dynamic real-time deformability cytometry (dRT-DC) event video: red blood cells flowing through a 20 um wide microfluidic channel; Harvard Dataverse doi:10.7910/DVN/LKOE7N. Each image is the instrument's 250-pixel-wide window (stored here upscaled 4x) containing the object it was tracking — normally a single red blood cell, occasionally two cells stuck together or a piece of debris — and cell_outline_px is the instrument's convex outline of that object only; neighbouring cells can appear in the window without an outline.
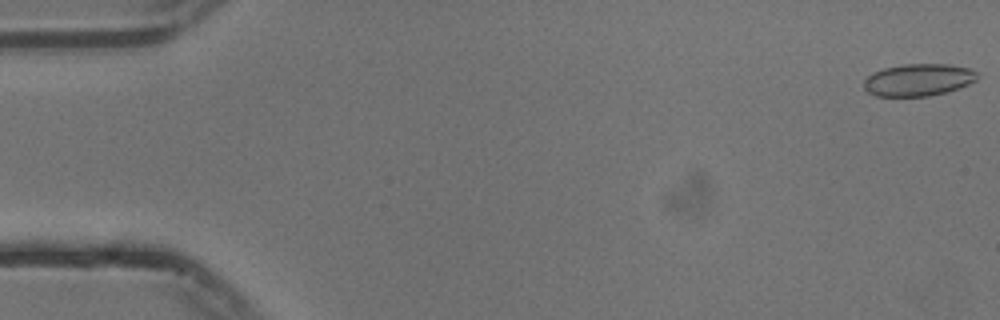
{"species": "common noctule bat (a hibernating species)", "species_latin": "Nyctalus noctula", "temperature_condition": "cold", "stored_images_in_passage": 15, "camera_frame_rate_fps": 3000, "um_per_image_px": 0.085, "animal": {"sex": "male", "body_mass_g": 13.3}, "frame": {"image": 1, "passage_image": 1, "time_ms": 0.0, "image_size_px": [1000, 320], "cell_outline_px": [[976, 80], [968, 84], [944, 92], [928, 96], [876, 96], [868, 92], [864, 88], [864, 80], [872, 72], [884, 68], [904, 64], [948, 64], [972, 68], [976, 72]], "centroid_in_image_um": [78.03, 6.78], "position_along_channel_um": 7.0, "area_um2": 21.15}}
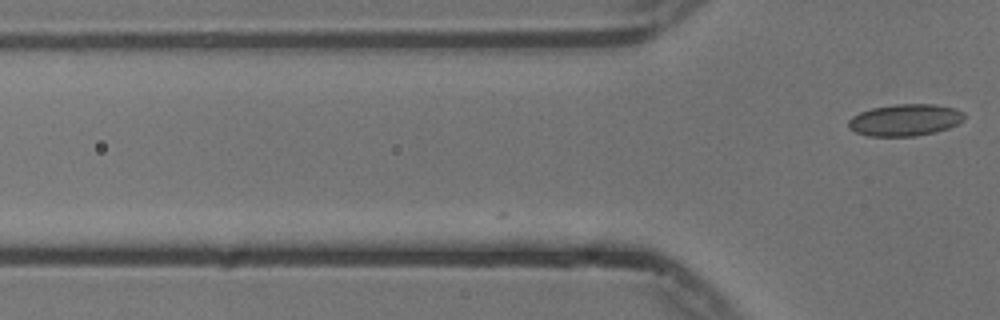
{"frame": {"image": 2, "passage_image": 15, "time_ms": 4.667, "image_size_px": [1000, 320], "cell_outline_px": [[964, 120], [948, 128], [936, 132], [912, 136], [868, 136], [856, 132], [848, 128], [848, 120], [852, 116], [860, 112], [872, 108], [896, 104], [936, 104], [952, 108], [964, 112]], "centroid_in_image_um": [76.91, 10.2], "position_along_channel_um": 48.9, "area_um2": 21.44}}